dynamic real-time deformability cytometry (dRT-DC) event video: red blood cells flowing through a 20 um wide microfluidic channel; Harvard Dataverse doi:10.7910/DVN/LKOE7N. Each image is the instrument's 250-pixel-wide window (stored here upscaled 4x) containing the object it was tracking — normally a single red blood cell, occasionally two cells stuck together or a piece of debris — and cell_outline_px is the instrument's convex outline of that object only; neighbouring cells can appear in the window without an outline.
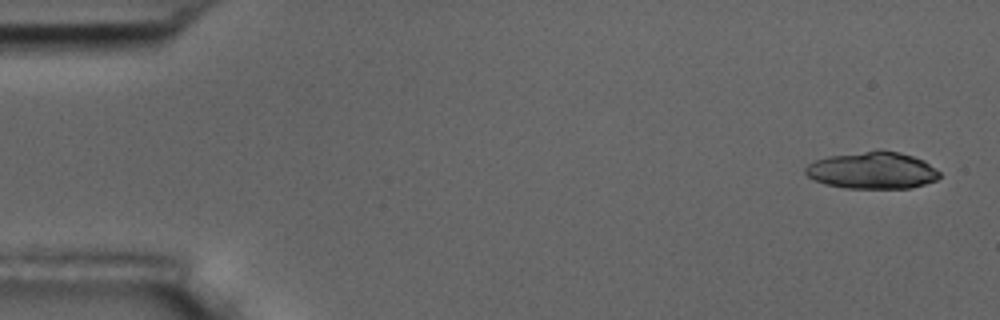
{"species": "common noctule bat (a hibernating species)", "species_latin": "Nyctalus noctula", "temperature_condition": "room temperature", "stored_images_in_passage": 4, "camera_frame_rate_fps": 3000, "um_per_image_px": 0.085, "animal": {"sex": "male", "body_mass_g": 17.5, "forearm_length_mm": 52.3}, "frame": {"image": 1, "passage_image": 1, "time_ms": 0.0, "image_size_px": [1000, 320], "cell_outline_px": [[940, 176], [936, 180], [924, 184], [908, 188], [844, 188], [824, 184], [808, 176], [804, 172], [804, 168], [808, 164], [816, 160], [828, 156], [876, 148], [880, 148], [900, 152], [924, 160], [940, 172]], "centroid_in_image_um": [74.14, 14.45], "position_along_channel_um": 10.9, "area_um2": 29.3}}